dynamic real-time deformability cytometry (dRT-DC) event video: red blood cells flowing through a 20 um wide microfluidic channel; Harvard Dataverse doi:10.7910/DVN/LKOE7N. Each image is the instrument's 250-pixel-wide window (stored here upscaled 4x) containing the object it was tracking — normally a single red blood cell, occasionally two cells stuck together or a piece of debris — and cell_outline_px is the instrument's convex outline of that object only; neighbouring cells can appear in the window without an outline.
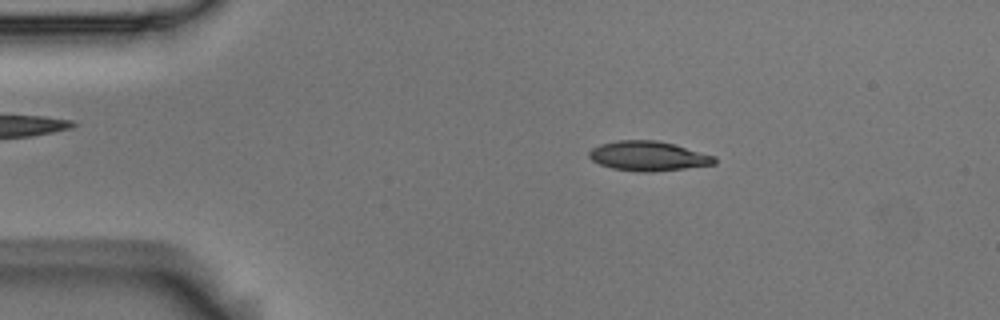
{"species": "Egyptian fruit bat (a non-hibernating species)", "species_latin": "Rousettus aegyptiacus", "temperature_condition": "room temperature", "stored_images_in_passage": 6, "camera_frame_rate_fps": 3000, "um_per_image_px": 0.085, "animal": {"sex": "male"}, "frame": {"image": 1, "passage_image": 3, "time_ms": 0.667, "image_size_px": [1000, 320], "cell_outline_px": [[716, 164], [652, 172], [636, 172], [612, 168], [600, 164], [592, 160], [588, 156], [588, 152], [592, 148], [600, 144], [616, 140], [656, 140], [676, 144], [716, 156]], "centroid_in_image_um": [55.1, 13.26], "position_along_channel_um": 29.9, "area_um2": 21.85}}
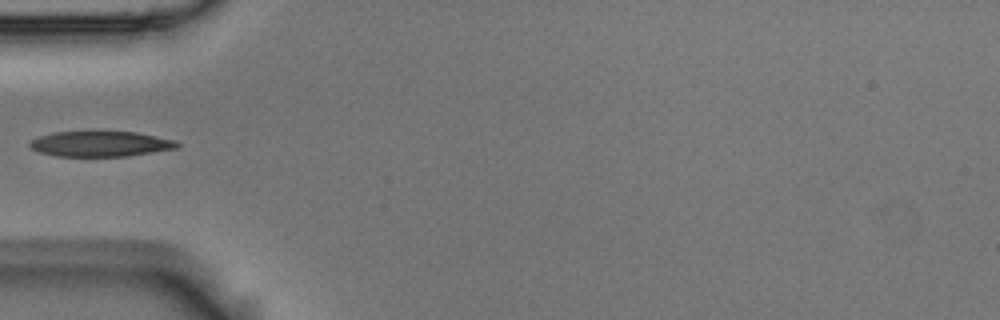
{"frame": {"image": 2, "passage_image": 5, "time_ms": 1.333, "image_size_px": [1000, 320], "cell_outline_px": [[180, 144], [176, 148], [128, 156], [56, 156], [40, 152], [32, 148], [28, 144], [32, 140], [40, 136], [56, 132], [136, 132], [176, 140]], "centroid_in_image_um": [8.56, 12.23], "position_along_channel_um": 76.4, "area_um2": 21.5}}
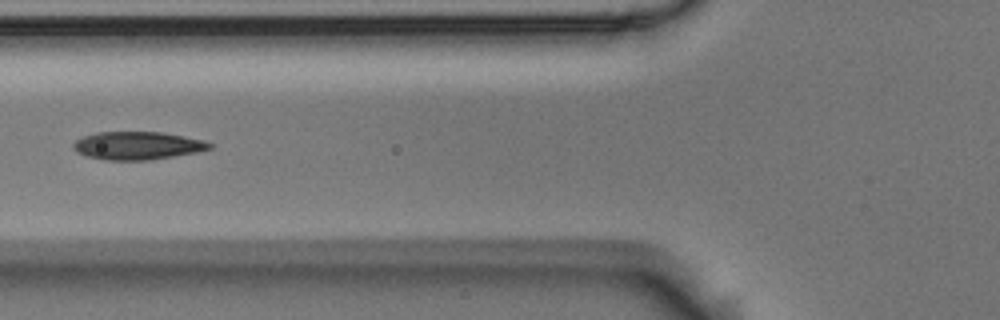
{"frame": {"image": 3, "passage_image": 6, "time_ms": 1.667, "image_size_px": [1000, 320], "cell_outline_px": [[212, 148], [196, 152], [148, 160], [104, 160], [84, 156], [76, 152], [72, 148], [72, 144], [76, 140], [84, 136], [96, 132], [160, 132], [204, 140], [212, 144]], "centroid_in_image_um": [11.62, 12.38], "position_along_channel_um": 114.2, "area_um2": 22.2}}